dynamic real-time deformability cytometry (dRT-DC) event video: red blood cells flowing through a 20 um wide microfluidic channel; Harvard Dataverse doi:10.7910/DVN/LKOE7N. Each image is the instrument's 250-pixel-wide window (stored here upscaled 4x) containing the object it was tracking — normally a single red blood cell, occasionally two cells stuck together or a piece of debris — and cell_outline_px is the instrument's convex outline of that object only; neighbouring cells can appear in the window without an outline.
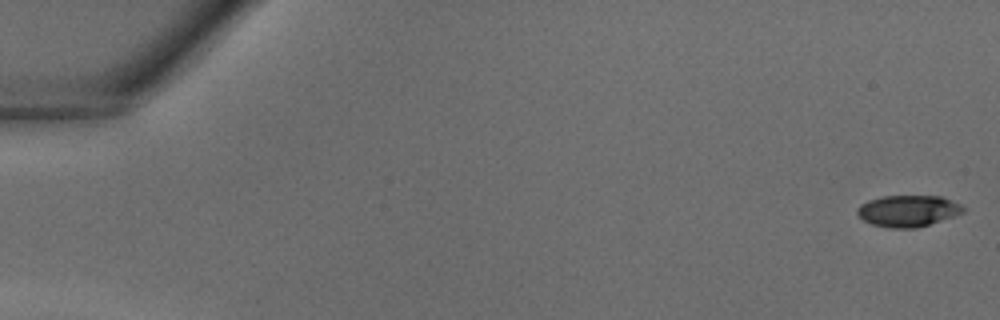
{"species": "common noctule bat (a hibernating species)", "species_latin": "Nyctalus noctula", "temperature_condition": "warm", "stored_images_in_passage": 40, "camera_frame_rate_fps": 3000, "um_per_image_px": 0.085, "animal": {"sex": "male", "body_mass_g": 18.8}, "frame": {"image": 1, "passage_image": 1, "time_ms": 0.0, "image_size_px": [1000, 320], "cell_outline_px": [[964, 212], [916, 228], [892, 228], [872, 224], [864, 220], [856, 212], [856, 208], [860, 204], [868, 200], [884, 196], [940, 196], [960, 204], [964, 208]], "centroid_in_image_um": [77.14, 17.92], "position_along_channel_um": 7.9, "area_um2": 19.13}}
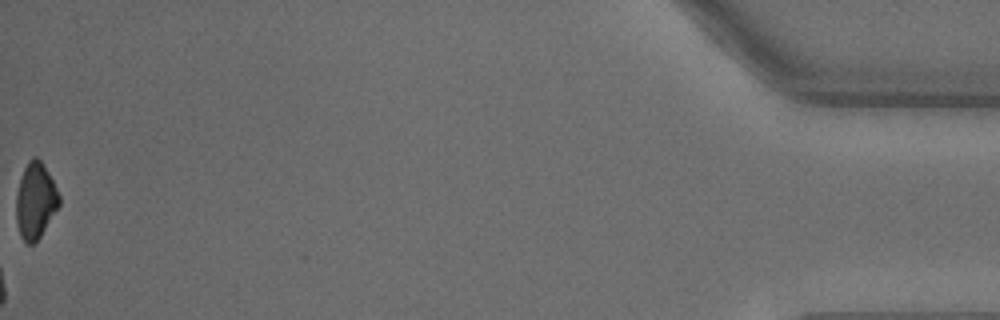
{"frame": {"image": 2, "passage_image": 40, "time_ms": 13.0, "image_size_px": [1000, 320], "cell_outline_px": [[60, 204], [40, 236], [32, 244], [28, 244], [20, 236], [16, 220], [16, 192], [24, 168], [28, 160], [32, 156], [36, 156], [44, 164], [60, 196]], "centroid_in_image_um": [3.0, 17.04], "position_along_channel_um": 432.2, "area_um2": 18.9}}